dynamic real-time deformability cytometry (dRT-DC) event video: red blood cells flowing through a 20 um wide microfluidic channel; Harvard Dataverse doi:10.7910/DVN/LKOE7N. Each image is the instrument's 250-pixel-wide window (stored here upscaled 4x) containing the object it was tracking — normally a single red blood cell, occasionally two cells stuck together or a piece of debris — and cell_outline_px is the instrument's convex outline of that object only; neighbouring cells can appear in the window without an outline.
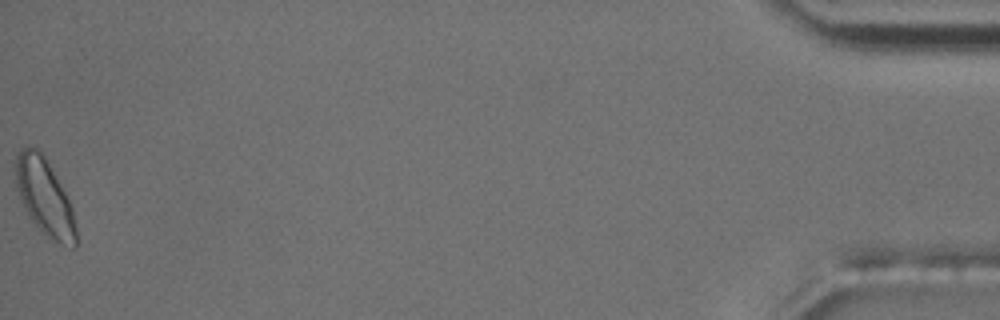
{"species": "common noctule bat (a hibernating species)", "species_latin": "Nyctalus noctula", "temperature_condition": "room temperature", "stored_images_in_passage": 56, "camera_frame_rate_fps": 3000, "um_per_image_px": 0.085, "animal": {"sex": "male", "body_mass_g": 17.5, "forearm_length_mm": 52.3}, "frame": {"image": 1, "passage_image": 56, "time_ms": 18.333, "image_size_px": [1000, 320], "cell_outline_px": [[76, 244], [72, 248], [60, 244], [52, 240], [28, 216], [20, 200], [16, 188], [16, 156], [20, 148], [28, 144], [36, 148], [44, 156], [64, 192], [72, 208], [76, 228]], "centroid_in_image_um": [3.76, 16.74], "position_along_channel_um": 431.4, "area_um2": 26.53}, "authors_computed_cell_mechanics": {"area_um2": 19.9988, "velocity_mm_per_s": 3.67, "shape_relaxation_time_tau1_ms": 4.021, "shape_relaxation_time_tau2_ms": 2.165, "deformation_change_tau1": 0.0714, "deformation_change_tau2": 0.0507}}